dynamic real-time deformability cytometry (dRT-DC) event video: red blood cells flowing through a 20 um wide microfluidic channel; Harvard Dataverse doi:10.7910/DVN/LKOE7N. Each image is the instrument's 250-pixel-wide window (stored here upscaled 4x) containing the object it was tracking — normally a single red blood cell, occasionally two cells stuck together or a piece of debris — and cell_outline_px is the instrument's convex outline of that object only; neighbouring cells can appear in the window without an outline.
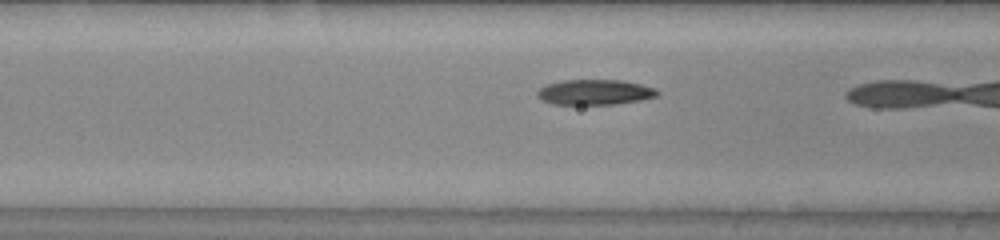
{"species": "common noctule bat (a hibernating species)", "species_latin": "Nyctalus noctula", "temperature_condition": "warm", "stored_images_in_passage": 13, "camera_frame_rate_fps": 3000, "um_per_image_px": 0.085, "animal": {"sex": "male", "body_mass_g": 20.0, "forearm_length_mm": 53.3}, "frame": {"image": 1, "passage_image": 12, "time_ms": 3.667, "image_size_px": [1000, 240], "cell_outline_px": [[660, 92], [656, 96], [640, 100], [616, 104], [552, 104], [536, 96], [536, 92], [540, 88], [548, 84], [564, 80], [624, 80], [656, 88]], "centroid_in_image_um": [50.58, 7.83], "position_along_channel_um": 116.0, "area_um2": 17.63}}